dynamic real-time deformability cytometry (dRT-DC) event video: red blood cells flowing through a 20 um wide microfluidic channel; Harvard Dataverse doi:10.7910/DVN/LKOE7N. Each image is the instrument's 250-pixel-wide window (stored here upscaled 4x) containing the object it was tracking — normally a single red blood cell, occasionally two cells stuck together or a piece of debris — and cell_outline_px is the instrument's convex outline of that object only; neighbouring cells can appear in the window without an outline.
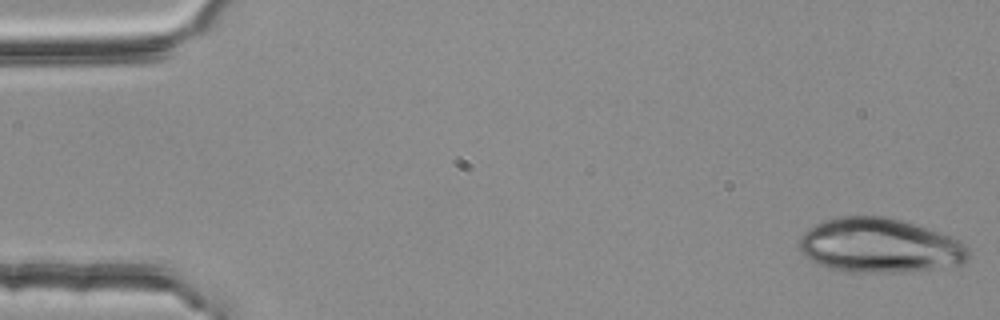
{"species": "common noctule bat (a hibernating species)", "species_latin": "Nyctalus noctula", "temperature_condition": "room temperature", "stored_images_in_passage": 18, "camera_frame_rate_fps": 3000, "um_per_image_px": 0.085, "animal": {"sex": "female", "body_mass_g": 25.1}, "frame": {"image": 1, "passage_image": 1, "time_ms": 0.0, "image_size_px": [1000, 320], "cell_outline_px": [[968, 264], [904, 272], [844, 272], [828, 268], [804, 256], [800, 252], [800, 236], [804, 232], [816, 224], [824, 220], [836, 216], [884, 216], [904, 220], [940, 232], [964, 244], [968, 248]], "centroid_in_image_um": [74.77, 20.87], "position_along_channel_um": 10.2, "area_um2": 53.99}}